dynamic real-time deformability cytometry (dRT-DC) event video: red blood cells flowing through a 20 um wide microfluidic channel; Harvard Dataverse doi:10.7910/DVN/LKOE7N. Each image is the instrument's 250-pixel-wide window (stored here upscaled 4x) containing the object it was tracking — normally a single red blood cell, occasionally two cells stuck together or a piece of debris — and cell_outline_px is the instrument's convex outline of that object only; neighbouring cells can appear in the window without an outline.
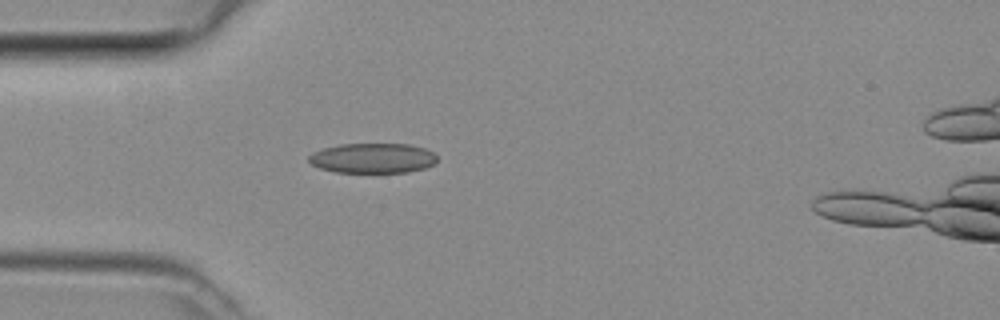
{"species": "common noctule bat (a hibernating species)", "species_latin": "Nyctalus noctula", "temperature_condition": "room temperature", "stored_images_in_passage": 3, "camera_frame_rate_fps": 3000, "um_per_image_px": 0.085, "animal": {"sex": "female", "body_mass_g": 29.2, "forearm_length_mm": 56.3}, "frame": {"image": 1, "passage_image": 3, "time_ms": 0.667, "image_size_px": [1000, 320], "cell_outline_px": [[436, 160], [432, 164], [424, 168], [408, 172], [336, 172], [320, 168], [312, 164], [308, 160], [308, 156], [312, 152], [324, 148], [340, 144], [408, 144], [424, 148], [432, 152], [436, 156]], "centroid_in_image_um": [31.65, 13.44], "position_along_channel_um": 53.3, "area_um2": 22.25}}